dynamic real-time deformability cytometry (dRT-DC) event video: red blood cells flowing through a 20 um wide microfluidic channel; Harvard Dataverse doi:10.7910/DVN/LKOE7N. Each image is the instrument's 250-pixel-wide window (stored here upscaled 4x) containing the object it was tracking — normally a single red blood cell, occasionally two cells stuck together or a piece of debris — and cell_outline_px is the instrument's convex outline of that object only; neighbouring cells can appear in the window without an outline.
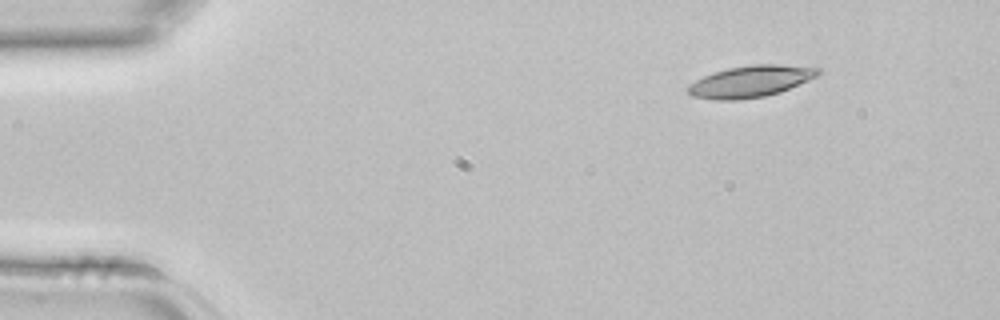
{"species": "common noctule bat (a hibernating species)", "species_latin": "Nyctalus noctula", "temperature_condition": "room temperature", "stored_images_in_passage": 3, "camera_frame_rate_fps": 3000, "um_per_image_px": 0.085, "animal": {"sex": "female", "body_mass_g": 22.7, "forearm_length_mm": 54.2}, "frame": {"image": 1, "passage_image": 1, "time_ms": 0.0, "image_size_px": [1000, 320], "cell_outline_px": [[820, 72], [816, 76], [808, 80], [780, 92], [764, 96], [736, 100], [716, 100], [692, 96], [688, 92], [688, 84], [712, 72], [728, 68], [752, 64], [780, 64], [820, 68]], "centroid_in_image_um": [63.77, 6.91], "position_along_channel_um": 21.2, "area_um2": 23.81}}
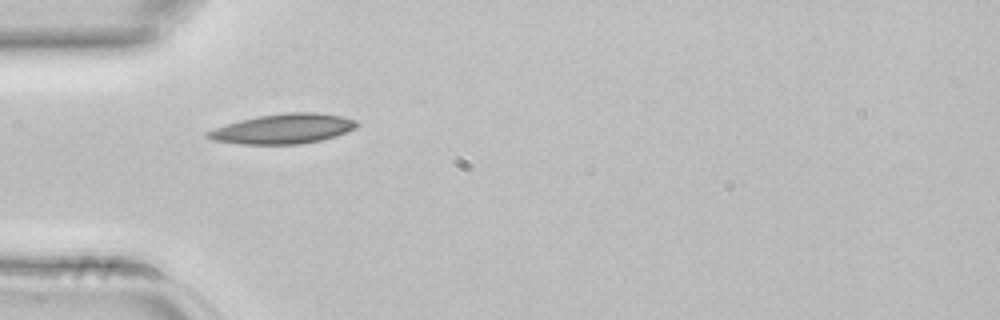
{"frame": {"image": 2, "passage_image": 3, "time_ms": 0.667, "image_size_px": [1000, 320], "cell_outline_px": [[360, 124], [356, 128], [336, 136], [320, 140], [300, 144], [240, 144], [212, 140], [204, 136], [204, 132], [240, 120], [260, 116], [284, 112], [316, 112], [344, 116], [356, 120]], "centroid_in_image_um": [24.1, 10.94], "position_along_channel_um": 60.9, "area_um2": 26.01}}